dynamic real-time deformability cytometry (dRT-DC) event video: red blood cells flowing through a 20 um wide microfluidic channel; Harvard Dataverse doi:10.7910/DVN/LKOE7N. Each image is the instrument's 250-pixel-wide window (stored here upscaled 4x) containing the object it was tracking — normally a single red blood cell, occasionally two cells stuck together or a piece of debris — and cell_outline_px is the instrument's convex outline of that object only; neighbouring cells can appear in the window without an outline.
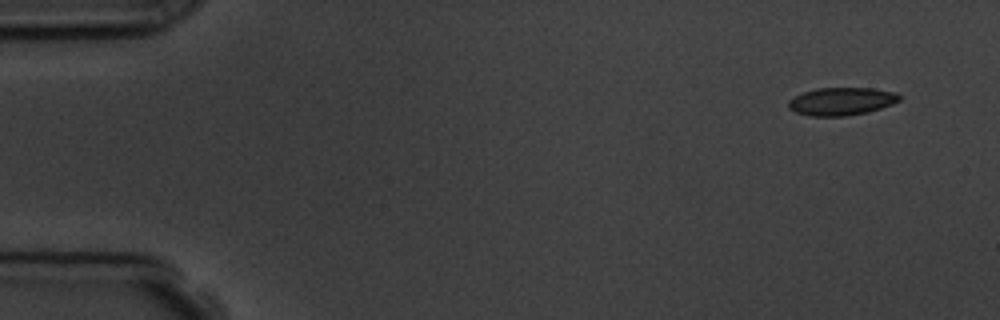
{"species": "common noctule bat (a hibernating species)", "species_latin": "Nyctalus noctula", "temperature_condition": "room temperature", "stored_images_in_passage": 5, "camera_frame_rate_fps": 3000, "um_per_image_px": 0.085, "animal": {"sex": "male", "body_mass_g": 19.5, "forearm_length_mm": 54.6}, "frame": {"image": 1, "passage_image": 1, "time_ms": 0.0, "image_size_px": [1000, 320], "cell_outline_px": [[900, 100], [892, 104], [868, 112], [844, 116], [808, 116], [796, 112], [788, 108], [788, 100], [804, 92], [816, 88], [872, 88], [896, 92], [900, 96]], "centroid_in_image_um": [71.52, 8.61], "position_along_channel_um": 13.5, "area_um2": 17.98}}